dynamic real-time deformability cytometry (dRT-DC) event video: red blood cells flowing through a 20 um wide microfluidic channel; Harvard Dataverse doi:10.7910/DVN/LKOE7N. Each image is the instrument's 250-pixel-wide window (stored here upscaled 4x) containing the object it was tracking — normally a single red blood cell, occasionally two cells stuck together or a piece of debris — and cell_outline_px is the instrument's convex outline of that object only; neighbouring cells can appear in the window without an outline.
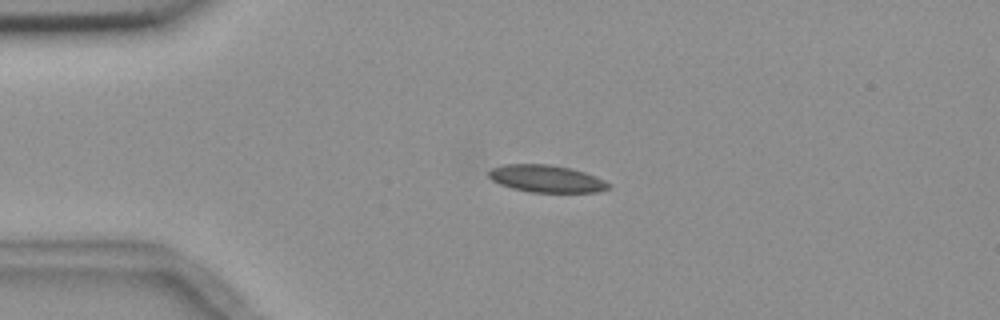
{"species": "common noctule bat (a hibernating species)", "species_latin": "Nyctalus noctula", "temperature_condition": "room temperature", "stored_images_in_passage": 3, "camera_frame_rate_fps": 3000, "um_per_image_px": 0.085, "animal": {"sex": "female", "body_mass_g": 18.4}, "frame": {"image": 1, "passage_image": 2, "time_ms": 2.0, "image_size_px": [1000, 320], "cell_outline_px": [[612, 188], [596, 192], [528, 192], [512, 188], [500, 184], [492, 180], [488, 176], [488, 172], [492, 168], [504, 164], [548, 164], [572, 168], [596, 176], [612, 184]], "centroid_in_image_um": [46.47, 15.19], "position_along_channel_um": 38.5, "area_um2": 19.19}}